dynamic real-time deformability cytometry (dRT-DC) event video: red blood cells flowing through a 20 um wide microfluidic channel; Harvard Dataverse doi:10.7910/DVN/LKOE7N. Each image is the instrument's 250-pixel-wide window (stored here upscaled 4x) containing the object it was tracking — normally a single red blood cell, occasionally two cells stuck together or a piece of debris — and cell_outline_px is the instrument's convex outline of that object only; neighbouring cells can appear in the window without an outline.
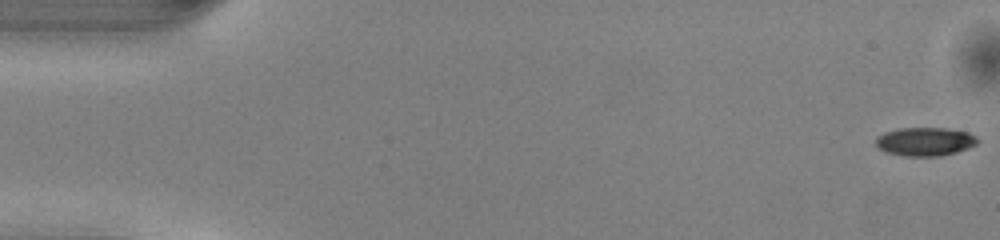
{"species": "common noctule bat (a hibernating species)", "species_latin": "Nyctalus noctula", "temperature_condition": "warm", "stored_images_in_passage": 13, "camera_frame_rate_fps": 3000, "um_per_image_px": 0.085, "animal": {"sex": "male", "body_mass_g": 13.0, "forearm_length_mm": 53.1}, "frame": {"image": 1, "passage_image": 1, "time_ms": 0.0, "image_size_px": [1000, 240], "cell_outline_px": [[980, 140], [976, 144], [968, 148], [956, 152], [940, 156], [904, 156], [884, 152], [876, 144], [876, 136], [884, 132], [900, 128], [944, 128], [968, 132], [976, 136]], "centroid_in_image_um": [78.62, 12.03], "position_along_channel_um": 6.4, "area_um2": 16.99}}